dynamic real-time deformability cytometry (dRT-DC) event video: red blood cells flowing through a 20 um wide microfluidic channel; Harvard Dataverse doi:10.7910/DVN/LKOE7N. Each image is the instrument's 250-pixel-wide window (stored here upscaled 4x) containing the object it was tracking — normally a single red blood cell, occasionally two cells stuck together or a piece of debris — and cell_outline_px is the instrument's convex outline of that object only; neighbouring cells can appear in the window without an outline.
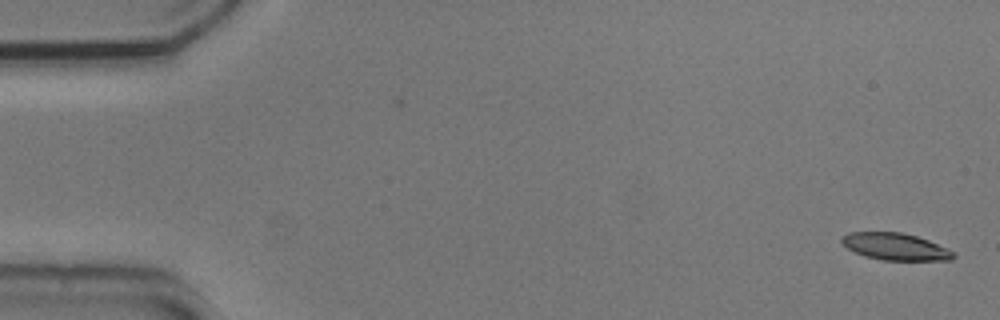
{"species": "common noctule bat (a hibernating species)", "species_latin": "Nyctalus noctula", "temperature_condition": "cold", "stored_images_in_passage": 54, "camera_frame_rate_fps": 3000, "um_per_image_px": 0.085, "animal": {"sex": "male", "body_mass_g": 20.5, "forearm_length_mm": 52.5}, "frame": {"image": 1, "passage_image": 1, "time_ms": 0.0, "image_size_px": [1000, 320], "cell_outline_px": [[956, 256], [952, 260], [884, 260], [864, 256], [848, 248], [840, 240], [840, 236], [848, 232], [900, 232], [916, 236], [928, 240], [948, 248]], "centroid_in_image_um": [76.09, 20.96], "position_along_channel_um": 8.9, "area_um2": 17.51}}
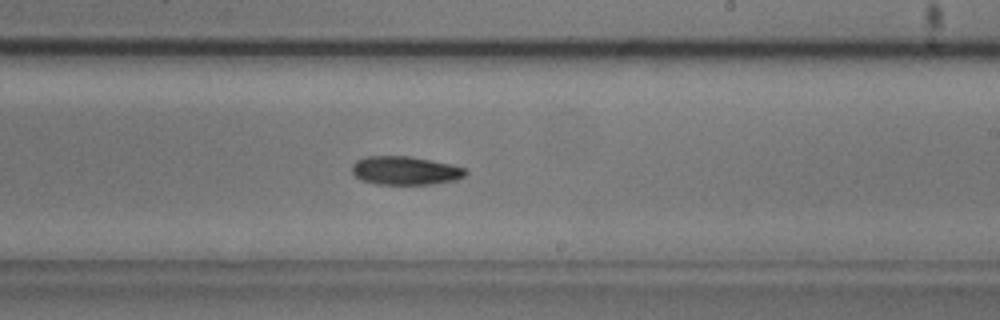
{"frame": {"image": 2, "passage_image": 32, "time_ms": 10.333, "image_size_px": [1000, 320], "cell_outline_px": [[468, 172], [464, 176], [456, 180], [432, 184], [376, 184], [360, 180], [352, 172], [352, 164], [356, 160], [364, 156], [408, 156], [448, 164], [464, 168]], "centroid_in_image_um": [34.39, 14.5], "position_along_channel_um": 254.6, "area_um2": 18.79}}
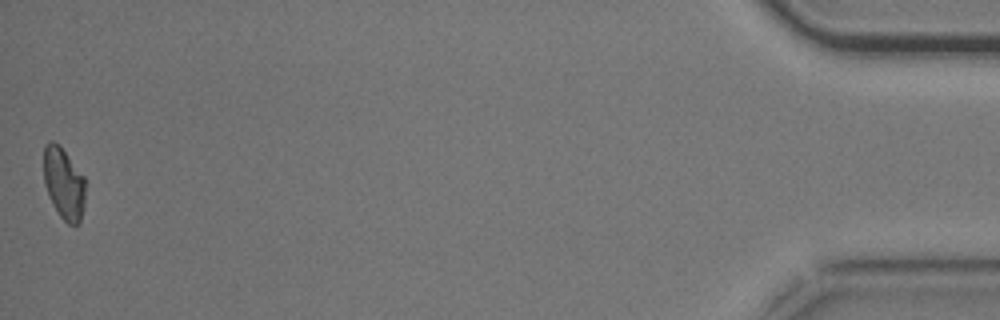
{"frame": {"image": 3, "passage_image": 54, "time_ms": 17.667, "image_size_px": [1000, 320], "cell_outline_px": [[84, 204], [80, 224], [68, 224], [60, 216], [52, 204], [48, 196], [44, 184], [44, 144], [48, 140], [52, 140], [60, 144], [84, 176]], "centroid_in_image_um": [5.4, 15.56], "position_along_channel_um": 429.8, "area_um2": 17.63}, "authors_computed_cell_mechanics": {"area_um2": 18.8428, "velocity_mm_per_s": 3.689, "shape_relaxation_time_tau1_ms": 3.927, "shape_relaxation_time_tau2_ms": null, "deformation_change_tau1": 0.1198, "deformation_change_tau2": null}}